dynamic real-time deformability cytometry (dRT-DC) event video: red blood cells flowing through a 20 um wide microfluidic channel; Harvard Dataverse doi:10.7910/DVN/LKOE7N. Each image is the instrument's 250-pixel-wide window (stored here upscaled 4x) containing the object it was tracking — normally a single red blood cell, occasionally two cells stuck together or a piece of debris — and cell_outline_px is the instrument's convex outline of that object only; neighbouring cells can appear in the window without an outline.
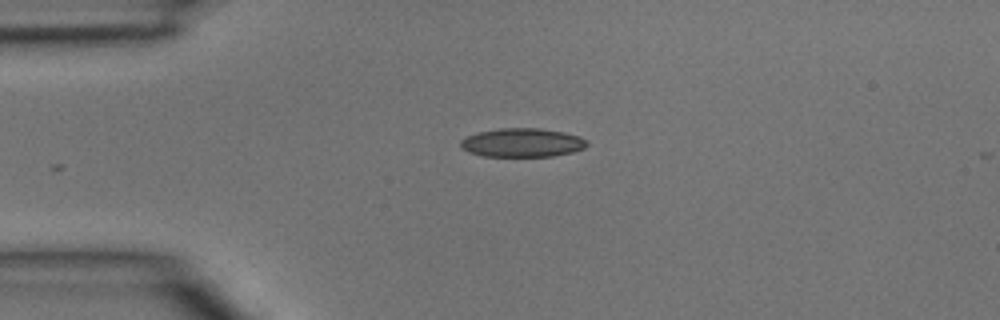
{"species": "common noctule bat (a hibernating species)", "species_latin": "Nyctalus noctula", "temperature_condition": "room temperature", "stored_images_in_passage": 36, "camera_frame_rate_fps": 3000, "um_per_image_px": 0.085, "animal": {"sex": "male", "body_mass_g": 15.6}, "frame": {"image": 1, "passage_image": 1, "time_ms": 0.0, "image_size_px": [1000, 320], "cell_outline_px": [[588, 144], [584, 148], [572, 152], [552, 156], [484, 156], [468, 152], [460, 148], [460, 140], [476, 132], [500, 128], [540, 128], [564, 132], [580, 136], [588, 140]], "centroid_in_image_um": [44.39, 12.12], "position_along_channel_um": 40.6, "area_um2": 21.33}}
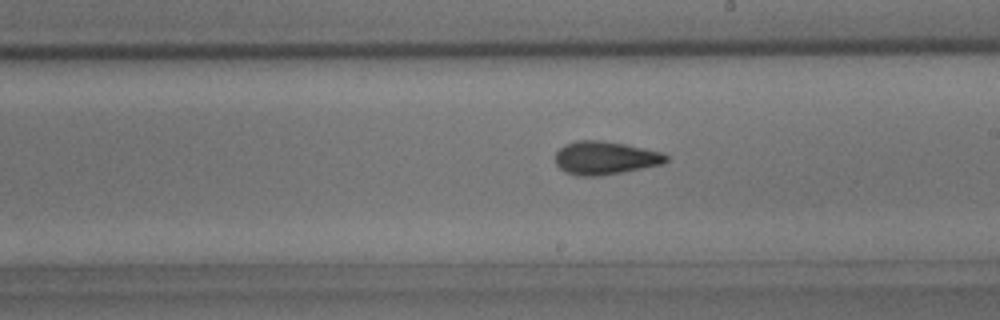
{"frame": {"image": 2, "passage_image": 16, "time_ms": 5.0, "image_size_px": [1000, 320], "cell_outline_px": [[668, 160], [664, 164], [624, 172], [600, 176], [576, 176], [564, 172], [556, 164], [556, 152], [564, 144], [576, 140], [600, 140], [624, 144], [660, 152], [668, 156]], "centroid_in_image_um": [51.42, 13.44], "position_along_channel_um": 237.6, "area_um2": 21.56}}
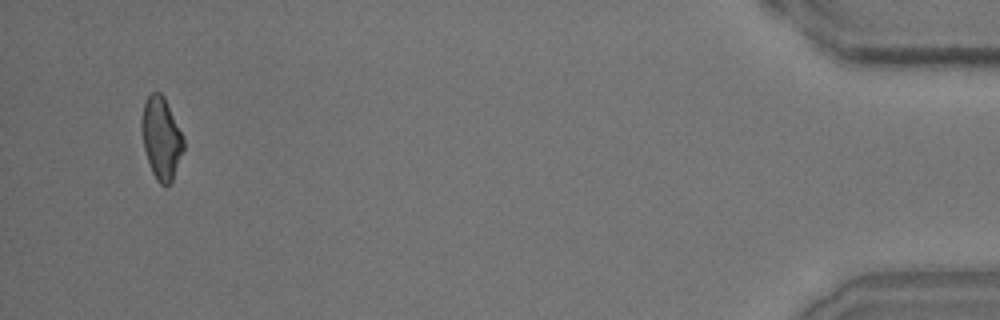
{"frame": {"image": 3, "passage_image": 34, "time_ms": 11.0, "image_size_px": [1000, 320], "cell_outline_px": [[184, 148], [172, 180], [168, 184], [160, 184], [156, 180], [152, 172], [144, 148], [140, 124], [140, 120], [144, 104], [148, 96], [152, 92], [160, 92], [164, 96], [184, 140]], "centroid_in_image_um": [13.68, 11.72], "position_along_channel_um": 421.5, "area_um2": 19.71}}